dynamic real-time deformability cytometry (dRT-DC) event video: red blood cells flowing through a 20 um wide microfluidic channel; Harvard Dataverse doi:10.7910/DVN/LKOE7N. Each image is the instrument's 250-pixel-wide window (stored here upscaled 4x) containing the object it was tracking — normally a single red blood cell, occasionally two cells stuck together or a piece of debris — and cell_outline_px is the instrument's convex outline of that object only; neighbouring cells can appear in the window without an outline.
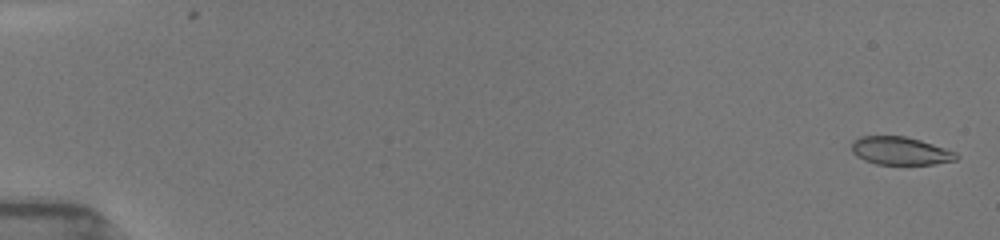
{"species": "common noctule bat (a hibernating species)", "species_latin": "Nyctalus noctula", "temperature_condition": "room temperature", "stored_images_in_passage": 45, "camera_frame_rate_fps": 3000, "um_per_image_px": 0.085, "animal": {"sex": "female", "body_mass_g": 19.5, "forearm_length_mm": 54.1}, "frame": {"image": 1, "passage_image": 2, "time_ms": 0.333, "image_size_px": [1000, 240], "cell_outline_px": [[960, 156], [956, 160], [932, 164], [876, 164], [864, 160], [856, 156], [852, 152], [852, 140], [860, 136], [904, 136], [920, 140], [956, 152]], "centroid_in_image_um": [76.5, 12.82], "position_along_channel_um": 8.5, "area_um2": 17.05}}
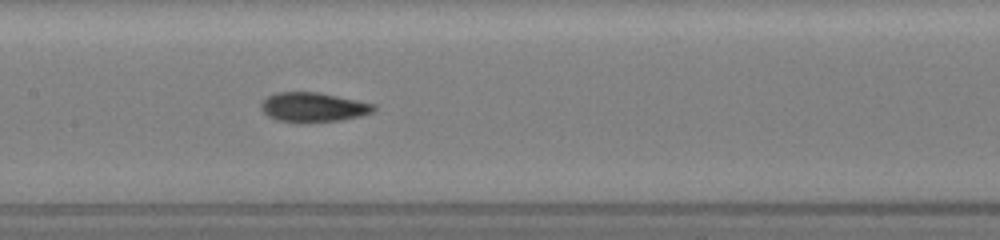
{"frame": {"image": 2, "passage_image": 24, "time_ms": 9.0, "image_size_px": [1000, 240], "cell_outline_px": [[376, 108], [372, 112], [360, 116], [340, 120], [276, 120], [268, 116], [260, 108], [260, 104], [268, 96], [276, 92], [320, 92], [376, 104]], "centroid_in_image_um": [26.64, 9.07], "position_along_channel_um": 180.8, "area_um2": 18.79}}
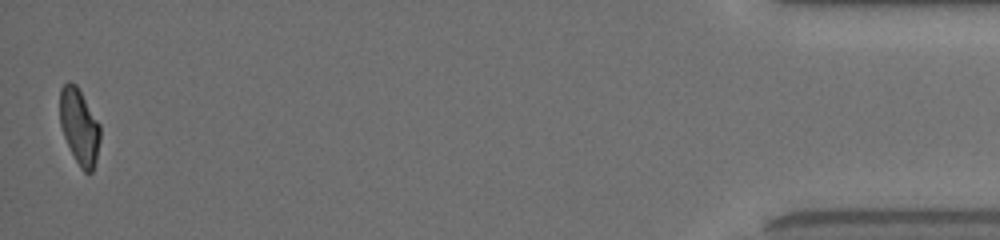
{"frame": {"image": 3, "passage_image": 45, "time_ms": 17.333, "image_size_px": [1000, 240], "cell_outline_px": [[100, 140], [96, 160], [92, 172], [84, 172], [80, 168], [64, 136], [60, 124], [60, 88], [68, 80], [76, 84], [100, 124]], "centroid_in_image_um": [6.75, 10.73], "position_along_channel_um": 428.5, "area_um2": 17.69}, "authors_computed_cell_mechanics": {"area_um2": 18.496, "velocity_mm_per_s": 3.9599, "shape_relaxation_time_tau1_ms": 3.7607, "shape_relaxation_time_tau2_ms": 1.1994, "deformation_change_tau1": 0.1598, "deformation_change_tau2": 0.0702}}